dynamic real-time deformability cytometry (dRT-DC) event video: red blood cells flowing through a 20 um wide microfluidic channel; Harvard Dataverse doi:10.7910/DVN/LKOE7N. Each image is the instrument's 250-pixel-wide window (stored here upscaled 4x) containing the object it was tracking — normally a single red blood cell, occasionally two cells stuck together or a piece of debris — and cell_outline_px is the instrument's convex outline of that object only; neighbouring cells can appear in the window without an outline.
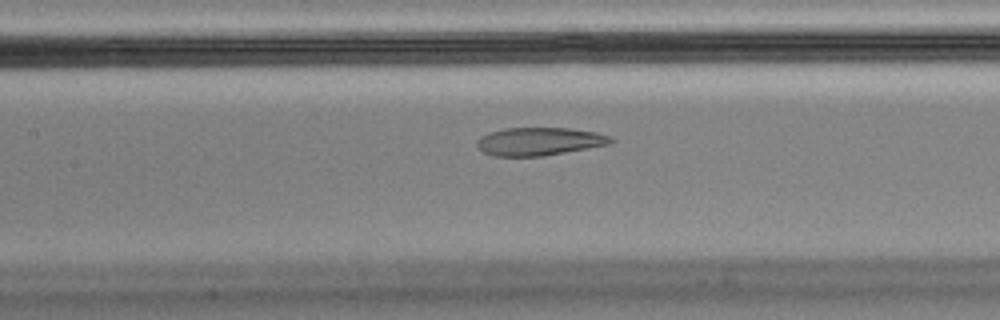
{"species": "Egyptian fruit bat (a non-hibernating species)", "species_latin": "Rousettus aegyptiacus", "temperature_condition": "cold", "stored_images_in_passage": 42, "camera_frame_rate_fps": 3000, "um_per_image_px": 0.085, "animal": {"sex": "male"}, "frame": {"image": 1, "passage_image": 13, "time_ms": 4.0, "image_size_px": [1000, 320], "cell_outline_px": [[616, 140], [608, 144], [544, 156], [492, 156], [484, 152], [476, 144], [476, 140], [480, 136], [488, 132], [504, 128], [568, 128], [596, 132], [612, 136]], "centroid_in_image_um": [45.82, 12.01], "position_along_channel_um": 161.6, "area_um2": 21.91}}
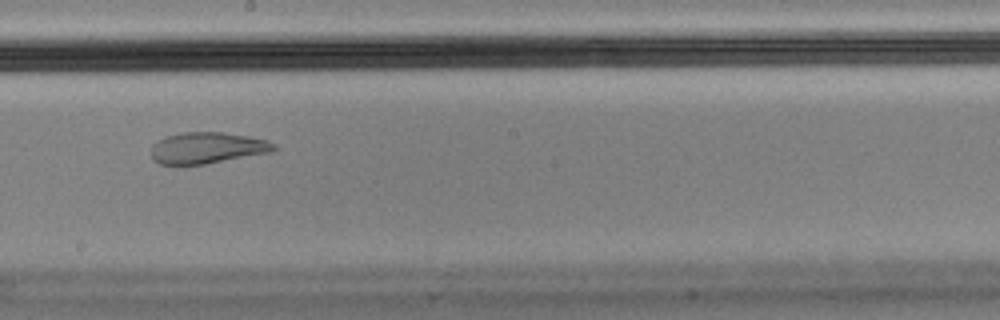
{"frame": {"image": 2, "passage_image": 19, "time_ms": 6.0, "image_size_px": [1000, 320], "cell_outline_px": [[280, 148], [272, 152], [204, 164], [160, 164], [152, 160], [152, 144], [156, 140], [164, 136], [184, 132], [224, 132], [248, 136], [268, 140], [276, 144]], "centroid_in_image_um": [17.64, 12.56], "position_along_channel_um": 230.6, "area_um2": 22.6}, "authors_computed_cell_mechanics": {"area_um2": 24.3049, "velocity_mm_per_s": 3.4662, "shape_relaxation_time_tau1_ms": null, "shape_relaxation_time_tau2_ms": 1.4447, "deformation_change_tau1": null, "deformation_change_tau2": 0.0656}}